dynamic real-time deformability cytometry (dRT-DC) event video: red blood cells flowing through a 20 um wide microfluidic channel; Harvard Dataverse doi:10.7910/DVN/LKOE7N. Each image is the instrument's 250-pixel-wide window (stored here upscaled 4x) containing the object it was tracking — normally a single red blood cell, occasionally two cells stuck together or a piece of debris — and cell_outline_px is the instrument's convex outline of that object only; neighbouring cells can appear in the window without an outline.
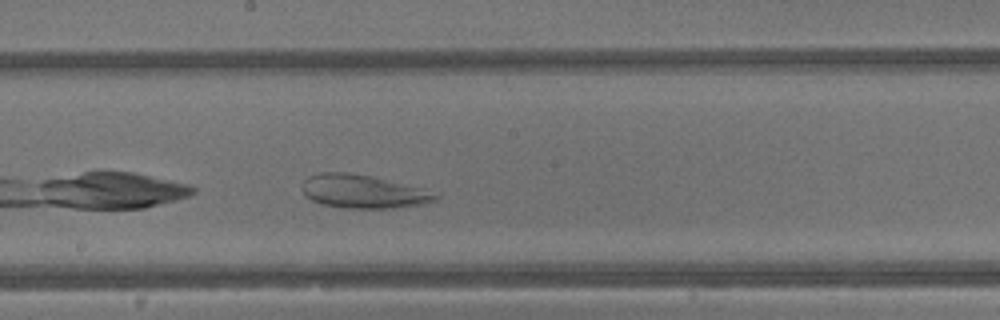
{"species": "common noctule bat (a hibernating species)", "species_latin": "Nyctalus noctula", "temperature_condition": "warm", "stored_images_in_passage": 24, "camera_frame_rate_fps": 3000, "um_per_image_px": 0.085, "animal": {"sex": "male", "body_mass_g": 13.3}, "frame": {"image": 1, "passage_image": 11, "time_ms": 3.333, "image_size_px": [1000, 320], "cell_outline_px": [[440, 196], [436, 200], [424, 204], [400, 208], [340, 208], [320, 204], [312, 200], [304, 192], [304, 180], [308, 176], [316, 172], [348, 172], [372, 176], [420, 188]], "centroid_in_image_um": [30.85, 16.28], "position_along_channel_um": 217.4, "area_um2": 25.89}}